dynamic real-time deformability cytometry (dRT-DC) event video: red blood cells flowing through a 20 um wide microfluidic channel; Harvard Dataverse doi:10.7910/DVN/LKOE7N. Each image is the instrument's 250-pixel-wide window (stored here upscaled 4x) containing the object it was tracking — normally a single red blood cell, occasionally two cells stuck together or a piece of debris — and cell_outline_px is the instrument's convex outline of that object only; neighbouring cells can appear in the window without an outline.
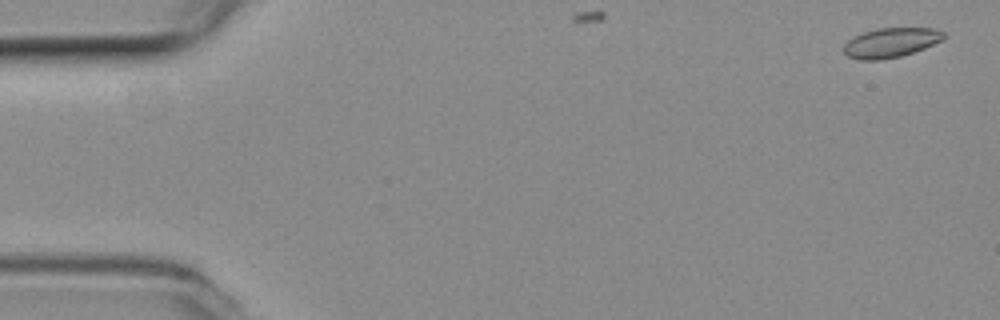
{"species": "common noctule bat (a hibernating species)", "species_latin": "Nyctalus noctula", "temperature_condition": "room temperature", "stored_images_in_passage": 8, "camera_frame_rate_fps": 3000, "um_per_image_px": 0.085, "animal": {"sex": "female", "body_mass_g": 19.3, "forearm_length_mm": 54.1}, "frame": {"image": 1, "passage_image": 2, "time_ms": 0.333, "image_size_px": [1000, 320], "cell_outline_px": [[944, 40], [924, 48], [900, 56], [880, 60], [860, 60], [848, 56], [844, 52], [844, 44], [852, 36], [876, 28], [936, 28], [944, 32]], "centroid_in_image_um": [75.71, 3.61], "position_along_channel_um": 9.3, "area_um2": 17.28}}